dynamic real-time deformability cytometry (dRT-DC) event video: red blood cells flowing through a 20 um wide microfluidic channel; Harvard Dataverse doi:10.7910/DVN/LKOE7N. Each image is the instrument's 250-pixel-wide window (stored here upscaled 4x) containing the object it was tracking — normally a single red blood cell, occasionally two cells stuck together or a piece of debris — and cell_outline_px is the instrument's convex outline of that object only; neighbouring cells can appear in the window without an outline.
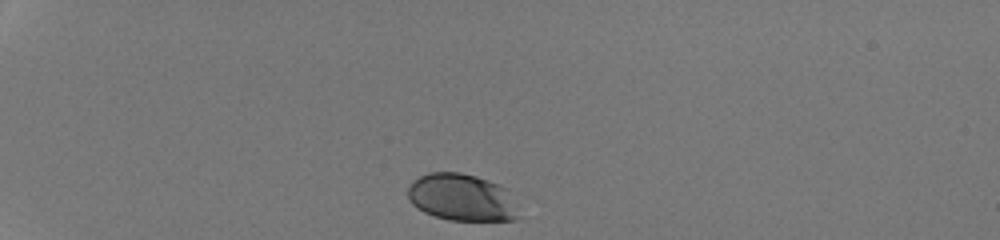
{"species": "human", "species_latin": "Homo sapiens", "temperature_condition": "room temperature", "stored_images_in_passage": 32, "camera_frame_rate_fps": 3000, "um_per_image_px": 0.085, "donor": {"sex": "male"}, "frame": {"image": 1, "passage_image": 1, "time_ms": 0.0, "image_size_px": [1000, 240], "cell_outline_px": [[516, 220], [452, 220], [436, 216], [424, 212], [412, 204], [408, 200], [408, 188], [412, 180], [428, 172], [460, 172], [476, 176], [508, 188], [516, 216]], "centroid_in_image_um": [39.18, 16.76], "position_along_channel_um": 45.8, "area_um2": 30.06}}
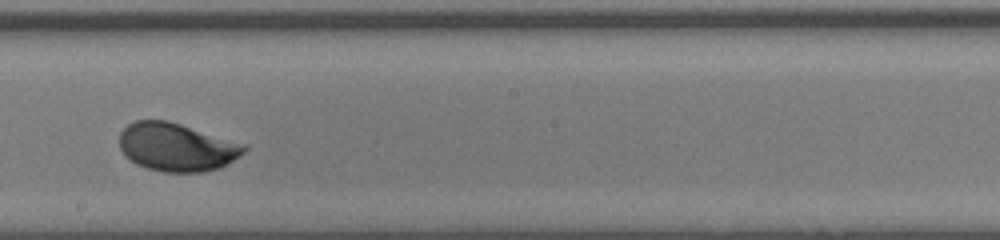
{"frame": {"image": 2, "passage_image": 19, "time_ms": 6.0, "image_size_px": [1000, 240], "cell_outline_px": [[248, 148], [244, 152], [220, 168], [204, 172], [164, 172], [148, 168], [136, 164], [120, 148], [120, 132], [128, 124], [136, 120], [168, 120], [248, 144]], "centroid_in_image_um": [15.05, 12.49], "position_along_channel_um": 233.1, "area_um2": 35.03}}
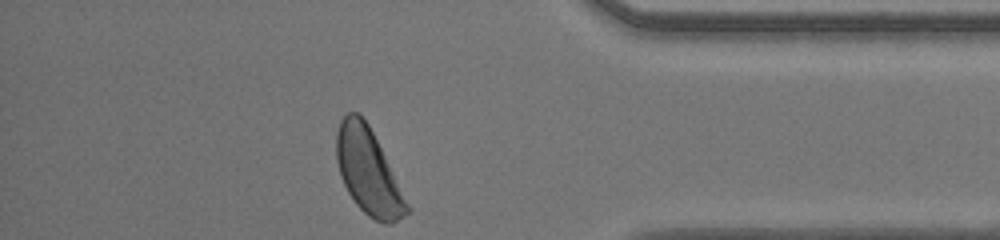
{"frame": {"image": 3, "passage_image": 32, "time_ms": 10.333, "image_size_px": [1000, 240], "cell_outline_px": [[412, 208], [404, 216], [392, 224], [384, 224], [368, 216], [356, 204], [348, 192], [340, 176], [336, 160], [336, 132], [340, 120], [348, 112], [356, 112], [368, 124]], "centroid_in_image_um": [31.3, 14.61], "position_along_channel_um": 403.9, "area_um2": 35.03}, "authors_computed_cell_mechanics": {"area_um2": 33.8708, "velocity_mm_per_s": 4.2752, "shape_relaxation_time_tau1_ms": 2.5586, "shape_relaxation_time_tau2_ms": null, "deformation_change_tau1": 0.1284, "deformation_change_tau2": null}}